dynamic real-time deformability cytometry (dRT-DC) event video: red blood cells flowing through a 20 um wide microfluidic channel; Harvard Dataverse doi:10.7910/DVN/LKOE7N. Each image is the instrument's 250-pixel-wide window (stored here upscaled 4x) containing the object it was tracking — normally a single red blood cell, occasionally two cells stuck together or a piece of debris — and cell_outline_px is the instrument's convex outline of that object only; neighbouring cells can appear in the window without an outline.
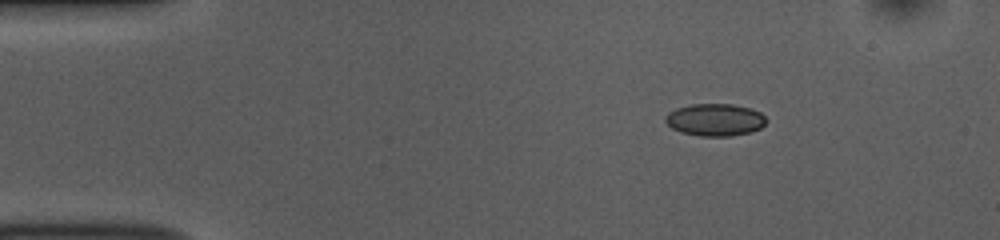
{"species": "common noctule bat (a hibernating species)", "species_latin": "Nyctalus noctula", "temperature_condition": "room temperature", "stored_images_in_passage": 45, "camera_frame_rate_fps": 3000, "um_per_image_px": 0.085, "animal": {"sex": "female", "body_mass_g": 10.0, "forearm_length_mm": 53.1}, "frame": {"image": 1, "passage_image": 1, "time_ms": 0.0, "image_size_px": [1000, 240], "cell_outline_px": [[764, 124], [760, 128], [748, 132], [732, 136], [700, 136], [680, 132], [672, 128], [664, 120], [664, 116], [668, 112], [676, 108], [692, 104], [732, 104], [752, 108], [760, 112], [764, 116]], "centroid_in_image_um": [60.74, 10.17], "position_along_channel_um": 24.3, "area_um2": 18.96}}
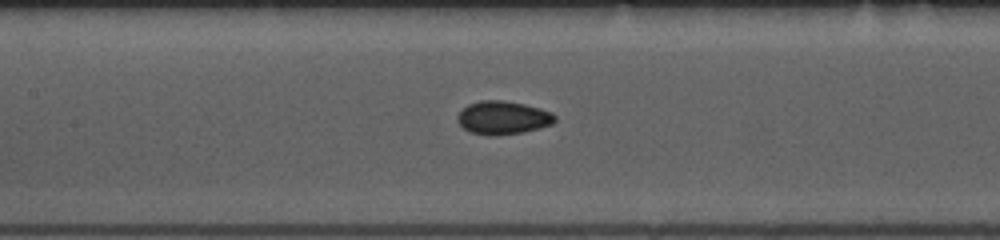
{"frame": {"image": 2, "passage_image": 17, "time_ms": 5.333, "image_size_px": [1000, 240], "cell_outline_px": [[556, 120], [552, 124], [524, 132], [496, 136], [472, 132], [464, 128], [456, 120], [456, 116], [468, 104], [480, 100], [504, 100], [524, 104], [540, 108], [552, 112], [556, 116]], "centroid_in_image_um": [42.76, 9.99], "position_along_channel_um": 164.6, "area_um2": 18.9}}
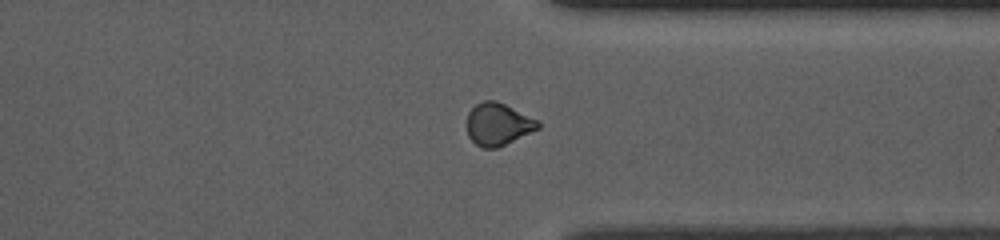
{"frame": {"image": 3, "passage_image": 33, "time_ms": 10.667, "image_size_px": [1000, 240], "cell_outline_px": [[540, 128], [496, 148], [480, 148], [468, 136], [468, 112], [476, 104], [484, 100], [496, 100], [540, 120]], "centroid_in_image_um": [42.35, 10.55], "position_along_channel_um": 369.0, "area_um2": 17.51}, "authors_computed_cell_mechanics": {"area_um2": 18.207, "velocity_mm_per_s": 3.867, "shape_relaxation_time_tau1_ms": 5.5149, "shape_relaxation_time_tau2_ms": 2.2874, "deformation_change_tau1": 0.0837, "deformation_change_tau2": 0.0552}}